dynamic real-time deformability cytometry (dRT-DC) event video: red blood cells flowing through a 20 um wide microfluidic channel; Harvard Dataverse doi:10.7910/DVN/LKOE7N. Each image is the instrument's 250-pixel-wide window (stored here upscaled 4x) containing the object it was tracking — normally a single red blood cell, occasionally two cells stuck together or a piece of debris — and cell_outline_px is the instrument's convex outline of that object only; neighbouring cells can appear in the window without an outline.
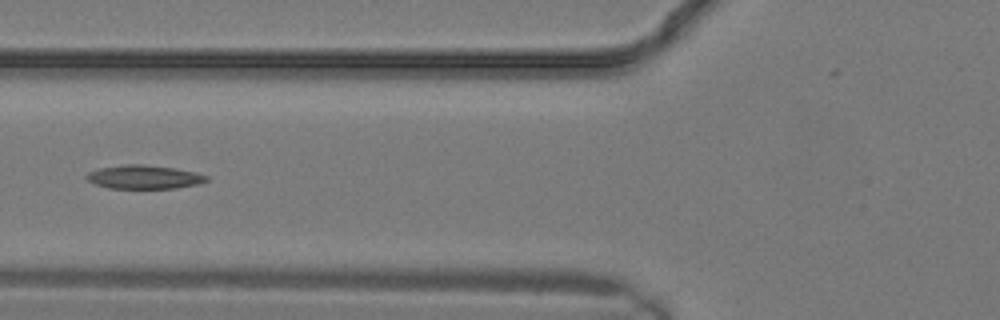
{"species": "common noctule bat (a hibernating species)", "species_latin": "Nyctalus noctula", "temperature_condition": "warm", "stored_images_in_passage": 11, "camera_frame_rate_fps": 3000, "um_per_image_px": 0.085, "animal": {"sex": "male", "body_mass_g": 19.2, "forearm_length_mm": 51.8}, "frame": {"image": 1, "passage_image": 10, "time_ms": 3.0, "image_size_px": [1000, 320], "cell_outline_px": [[208, 180], [196, 184], [176, 188], [108, 188], [96, 184], [88, 180], [84, 176], [88, 172], [100, 168], [124, 164], [144, 164], [176, 168], [196, 172], [208, 176]], "centroid_in_image_um": [12.24, 15.03], "position_along_channel_um": 113.6, "area_um2": 16.53}}